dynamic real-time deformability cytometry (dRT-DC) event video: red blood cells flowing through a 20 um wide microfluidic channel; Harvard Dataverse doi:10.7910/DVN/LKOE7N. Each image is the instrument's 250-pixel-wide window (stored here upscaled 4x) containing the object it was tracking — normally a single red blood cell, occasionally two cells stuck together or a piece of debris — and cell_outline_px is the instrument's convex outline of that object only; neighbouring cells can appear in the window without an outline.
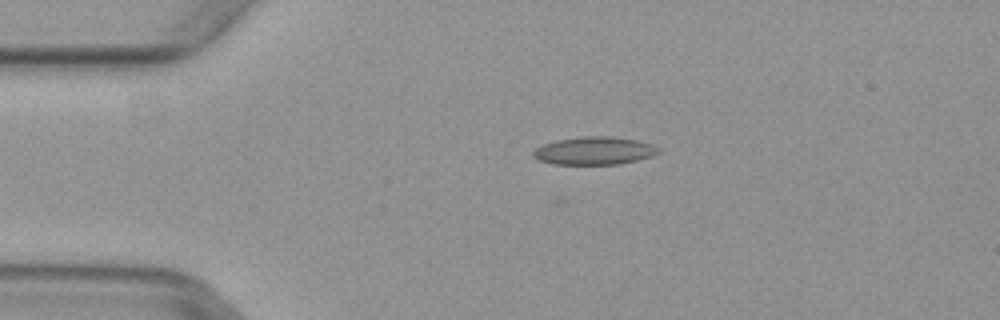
{"species": "common noctule bat (a hibernating species)", "species_latin": "Nyctalus noctula", "temperature_condition": "warm", "stored_images_in_passage": 4, "camera_frame_rate_fps": 3000, "um_per_image_px": 0.085, "animal": {"sex": "female", "body_mass_g": 29.2, "forearm_length_mm": 56.3}, "frame": {"image": 1, "passage_image": 3, "time_ms": 0.667, "image_size_px": [1000, 320], "cell_outline_px": [[660, 152], [652, 156], [620, 164], [552, 164], [540, 160], [532, 156], [532, 152], [536, 148], [544, 144], [556, 140], [580, 136], [612, 136], [636, 140], [652, 144], [660, 148]], "centroid_in_image_um": [50.52, 12.81], "position_along_channel_um": 34.5, "area_um2": 20.4}}